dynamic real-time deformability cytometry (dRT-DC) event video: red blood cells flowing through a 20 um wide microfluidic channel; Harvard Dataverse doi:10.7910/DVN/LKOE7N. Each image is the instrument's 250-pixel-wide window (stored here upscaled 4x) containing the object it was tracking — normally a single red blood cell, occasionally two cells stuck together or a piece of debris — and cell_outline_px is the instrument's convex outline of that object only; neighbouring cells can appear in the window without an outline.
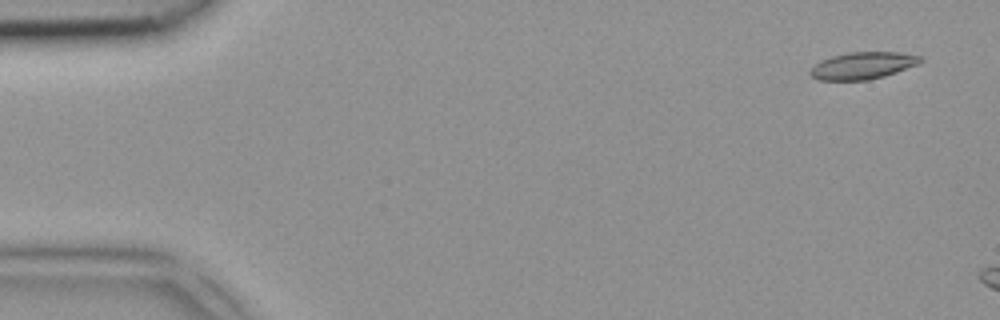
{"species": "common noctule bat (a hibernating species)", "species_latin": "Nyctalus noctula", "temperature_condition": "room temperature", "stored_images_in_passage": 2, "camera_frame_rate_fps": 3000, "um_per_image_px": 0.085, "animal": {"sex": "female", "body_mass_g": 18.4}, "frame": {"image": 1, "passage_image": 1, "time_ms": 0.0, "image_size_px": [1000, 320], "cell_outline_px": [[924, 60], [920, 64], [884, 76], [868, 80], [816, 80], [808, 72], [820, 60], [832, 56], [848, 52], [900, 52], [920, 56]], "centroid_in_image_um": [73.35, 5.57], "position_along_channel_um": 11.7, "area_um2": 17.46}}